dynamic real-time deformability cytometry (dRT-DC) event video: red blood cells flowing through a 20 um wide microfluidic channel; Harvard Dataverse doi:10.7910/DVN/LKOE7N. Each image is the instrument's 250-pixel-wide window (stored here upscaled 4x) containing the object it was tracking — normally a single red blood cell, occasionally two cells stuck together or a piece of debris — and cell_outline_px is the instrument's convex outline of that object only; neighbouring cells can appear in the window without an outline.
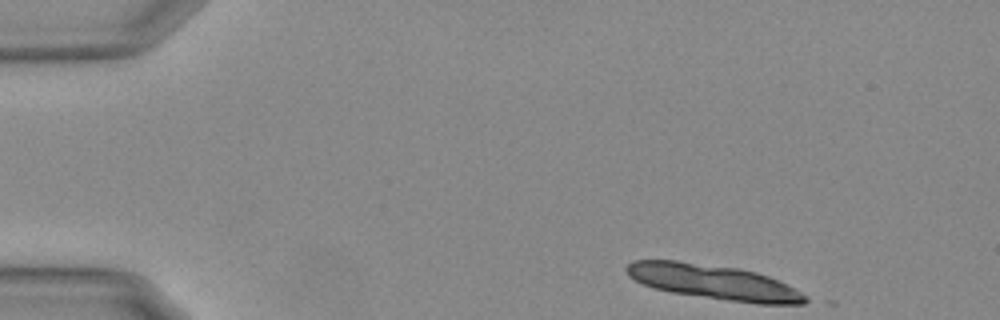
{"species": "Egyptian fruit bat (a non-hibernating species)", "species_latin": "Rousettus aegyptiacus", "temperature_condition": "warm", "stored_images_in_passage": 11, "camera_frame_rate_fps": 3000, "um_per_image_px": 0.085, "animal": {"sex": "female"}, "frame": {"image": 1, "passage_image": 1, "time_ms": 0.0, "image_size_px": [1000, 320], "cell_outline_px": [[812, 300], [804, 304], [756, 304], [668, 292], [644, 284], [628, 276], [624, 268], [632, 260], [676, 260], [740, 268], [756, 272], [768, 276], [808, 296]], "centroid_in_image_um": [60.66, 23.97], "position_along_channel_um": 24.3, "area_um2": 36.3}}